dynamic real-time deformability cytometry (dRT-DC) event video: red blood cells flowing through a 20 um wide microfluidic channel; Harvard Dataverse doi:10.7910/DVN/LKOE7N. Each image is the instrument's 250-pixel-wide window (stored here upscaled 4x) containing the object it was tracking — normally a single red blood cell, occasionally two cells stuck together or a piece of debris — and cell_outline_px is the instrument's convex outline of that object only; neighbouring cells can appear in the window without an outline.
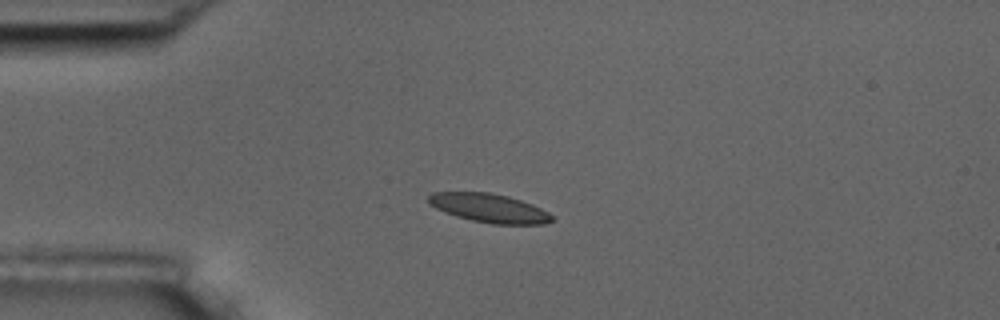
{"species": "common noctule bat (a hibernating species)", "species_latin": "Nyctalus noctula", "temperature_condition": "room temperature", "stored_images_in_passage": 7, "camera_frame_rate_fps": 3000, "um_per_image_px": 0.085, "animal": {"sex": "male", "body_mass_g": 17.5, "forearm_length_mm": 52.3}, "frame": {"image": 1, "passage_image": 5, "time_ms": 4.667, "image_size_px": [1000, 320], "cell_outline_px": [[552, 220], [544, 224], [492, 224], [472, 220], [456, 216], [444, 212], [428, 204], [428, 196], [432, 192], [488, 192], [508, 196], [532, 204], [548, 212], [552, 216]], "centroid_in_image_um": [41.55, 17.68], "position_along_channel_um": 43.5, "area_um2": 20.63}}